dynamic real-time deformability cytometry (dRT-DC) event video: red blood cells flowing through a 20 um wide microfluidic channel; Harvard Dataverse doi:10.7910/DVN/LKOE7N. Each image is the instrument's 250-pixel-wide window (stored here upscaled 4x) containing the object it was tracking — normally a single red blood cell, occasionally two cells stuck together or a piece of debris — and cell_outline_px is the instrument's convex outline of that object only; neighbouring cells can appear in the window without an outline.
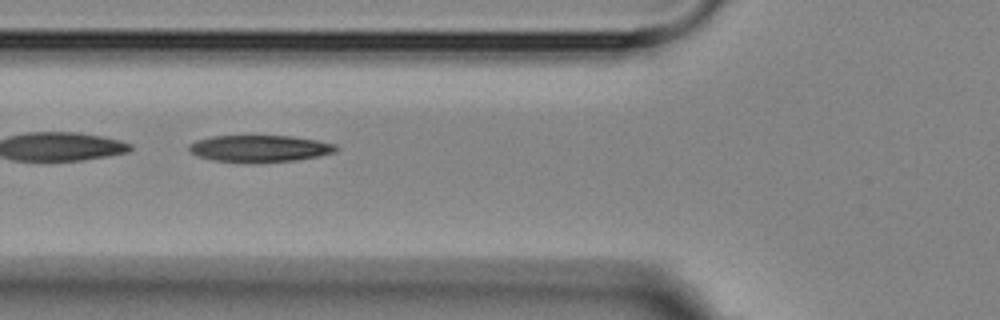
{"species": "Egyptian fruit bat (a non-hibernating species)", "species_latin": "Rousettus aegyptiacus", "temperature_condition": "room temperature", "stored_images_in_passage": 4, "camera_frame_rate_fps": 3000, "um_per_image_px": 0.085, "animal": {"sex": "female"}, "frame": {"image": 1, "passage_image": 3, "time_ms": 2.333, "image_size_px": [1000, 320], "cell_outline_px": [[340, 148], [336, 152], [296, 160], [212, 160], [196, 156], [188, 148], [188, 144], [196, 140], [212, 136], [292, 136], [316, 140], [336, 144]], "centroid_in_image_um": [22.08, 12.58], "position_along_channel_um": 103.7, "area_um2": 22.14}}